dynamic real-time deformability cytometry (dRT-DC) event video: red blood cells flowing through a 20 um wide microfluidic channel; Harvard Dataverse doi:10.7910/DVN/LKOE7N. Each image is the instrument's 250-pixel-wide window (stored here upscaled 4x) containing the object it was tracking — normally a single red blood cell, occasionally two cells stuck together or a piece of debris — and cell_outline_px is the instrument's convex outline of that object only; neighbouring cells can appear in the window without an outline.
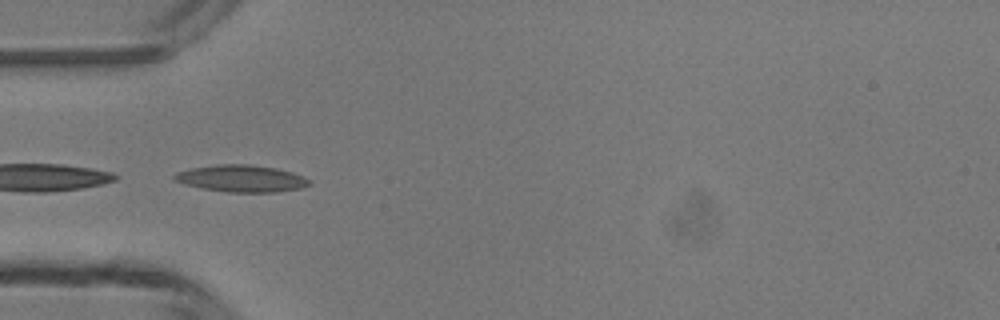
{"species": "common noctule bat (a hibernating species)", "species_latin": "Nyctalus noctula", "temperature_condition": "room temperature", "stored_images_in_passage": 4, "camera_frame_rate_fps": 3000, "um_per_image_px": 0.085, "animal": {"sex": "male", "body_mass_g": 13.3}, "frame": {"image": 1, "passage_image": 3, "time_ms": 2.333, "image_size_px": [1000, 320], "cell_outline_px": [[312, 184], [300, 188], [276, 192], [228, 192], [204, 188], [184, 184], [172, 180], [172, 176], [176, 172], [192, 168], [216, 164], [248, 164], [276, 168], [292, 172], [308, 180]], "centroid_in_image_um": [20.47, 15.17], "position_along_channel_um": 64.5, "area_um2": 21.04}}
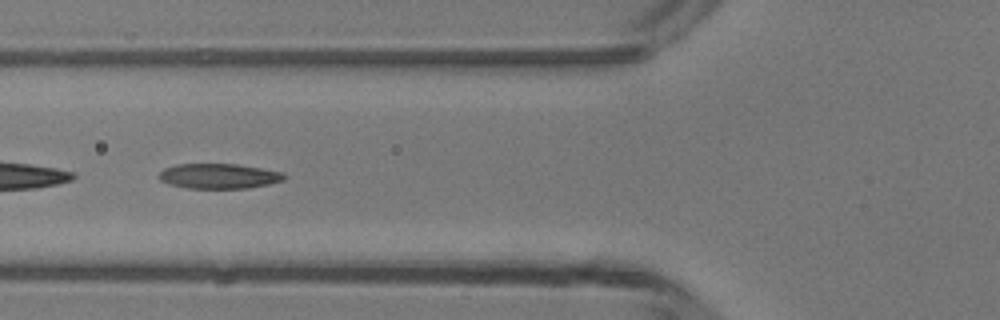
{"frame": {"image": 2, "passage_image": 4, "time_ms": 3.333, "image_size_px": [1000, 320], "cell_outline_px": [[288, 176], [284, 180], [268, 184], [248, 188], [188, 188], [168, 184], [160, 180], [160, 172], [164, 168], [176, 164], [236, 164], [284, 172]], "centroid_in_image_um": [18.63, 14.96], "position_along_channel_um": 107.2, "area_um2": 18.26}}